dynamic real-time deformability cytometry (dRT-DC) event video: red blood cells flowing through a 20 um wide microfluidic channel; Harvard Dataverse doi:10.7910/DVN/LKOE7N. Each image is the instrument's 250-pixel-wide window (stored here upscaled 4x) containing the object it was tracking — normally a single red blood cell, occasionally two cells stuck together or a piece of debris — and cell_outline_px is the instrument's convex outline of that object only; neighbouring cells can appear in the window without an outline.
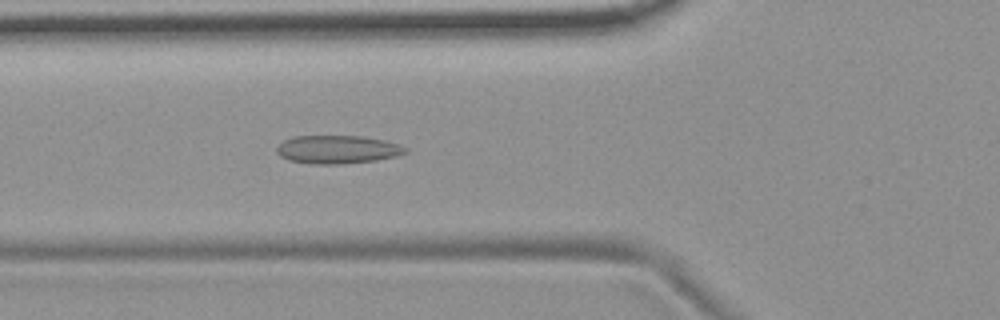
{"species": "common noctule bat (a hibernating species)", "species_latin": "Nyctalus noctula", "temperature_condition": "room temperature", "stored_images_in_passage": 38, "camera_frame_rate_fps": 3000, "um_per_image_px": 0.085, "animal": {"sex": "female", "body_mass_g": 19.9}, "frame": {"image": 1, "passage_image": 4, "time_ms": 1.0, "image_size_px": [1000, 320], "cell_outline_px": [[408, 152], [396, 156], [376, 160], [340, 164], [312, 164], [288, 160], [280, 156], [276, 152], [276, 148], [284, 140], [292, 136], [364, 136], [384, 140], [400, 144], [408, 148]], "centroid_in_image_um": [28.69, 12.7], "position_along_channel_um": 97.1, "area_um2": 21.33}}
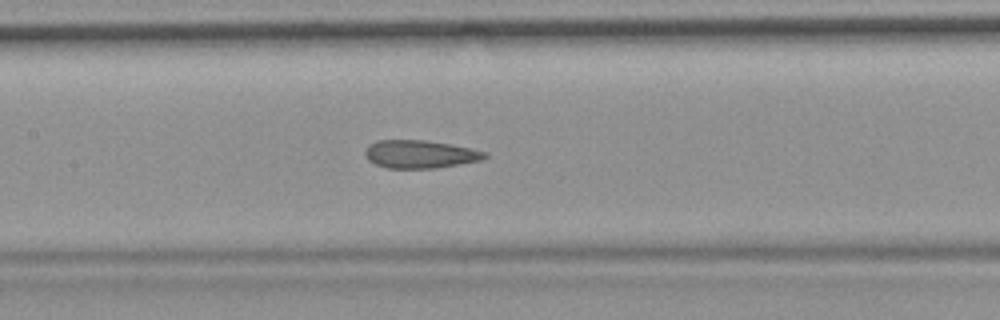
{"frame": {"image": 2, "passage_image": 10, "time_ms": 3.0, "image_size_px": [1000, 320], "cell_outline_px": [[488, 156], [480, 160], [460, 164], [436, 168], [388, 168], [376, 164], [368, 160], [364, 156], [364, 152], [368, 144], [376, 140], [424, 140], [448, 144], [488, 152]], "centroid_in_image_um": [35.66, 13.1], "position_along_channel_um": 171.7, "area_um2": 19.48}}
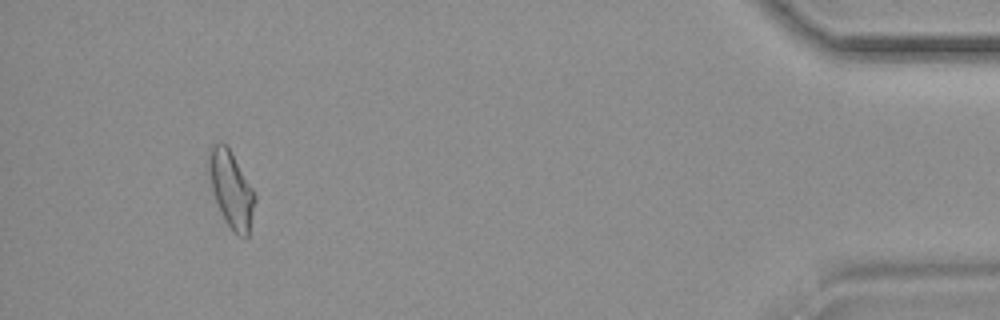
{"frame": {"image": 3, "passage_image": 35, "time_ms": 11.333, "image_size_px": [1000, 320], "cell_outline_px": [[256, 200], [248, 236], [240, 236], [232, 232], [216, 200], [212, 188], [208, 172], [208, 148], [216, 140], [220, 140], [228, 148], [252, 188], [256, 196]], "centroid_in_image_um": [19.63, 16.05], "position_along_channel_um": 415.6, "area_um2": 20.17}, "authors_computed_cell_mechanics": {"area_um2": 19.8832, "velocity_mm_per_s": 3.712, "shape_relaxation_time_tau1_ms": null, "shape_relaxation_time_tau2_ms": 2.7838, "deformation_change_tau1": null, "deformation_change_tau2": 0.098}}